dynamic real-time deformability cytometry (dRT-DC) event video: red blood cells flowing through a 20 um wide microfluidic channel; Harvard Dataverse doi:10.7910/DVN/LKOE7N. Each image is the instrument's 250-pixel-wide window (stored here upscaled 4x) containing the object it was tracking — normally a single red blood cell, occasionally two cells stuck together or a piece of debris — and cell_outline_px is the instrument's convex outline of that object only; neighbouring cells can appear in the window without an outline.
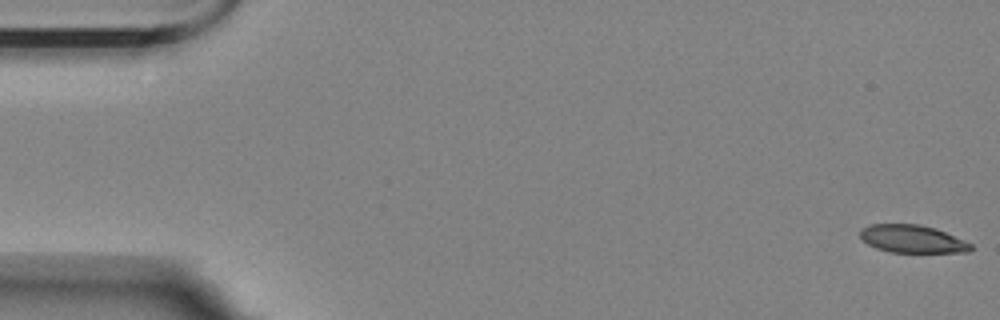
{"species": "Egyptian fruit bat (a non-hibernating species)", "species_latin": "Rousettus aegyptiacus", "temperature_condition": "room temperature", "stored_images_in_passage": 16, "camera_frame_rate_fps": 3000, "um_per_image_px": 0.085, "animal": {"sex": "female"}, "frame": {"image": 1, "passage_image": 1, "time_ms": 0.0, "image_size_px": [1000, 320], "cell_outline_px": [[972, 248], [968, 252], [892, 252], [876, 248], [868, 244], [860, 236], [860, 228], [868, 224], [920, 224], [936, 228], [972, 244]], "centroid_in_image_um": [77.52, 20.3], "position_along_channel_um": 7.5, "area_um2": 17.86}}
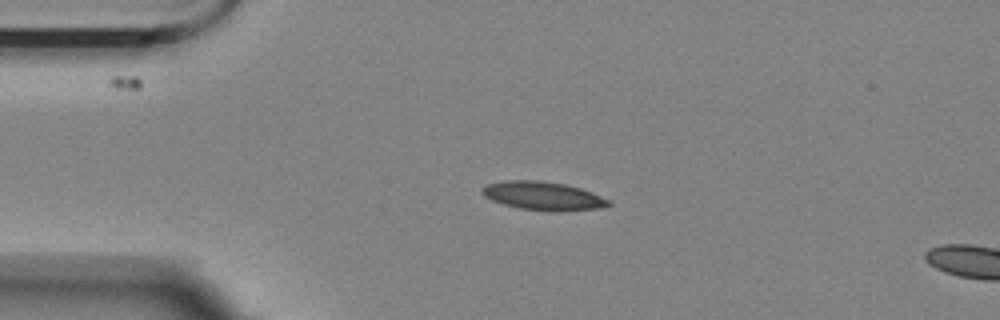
{"frame": {"image": 2, "passage_image": 13, "time_ms": 4.0, "image_size_px": [1000, 320], "cell_outline_px": [[612, 204], [600, 208], [552, 212], [520, 208], [504, 204], [492, 200], [484, 196], [480, 192], [480, 188], [488, 184], [504, 180], [540, 180], [564, 184], [580, 188], [592, 192], [608, 200]], "centroid_in_image_um": [46.13, 16.64], "position_along_channel_um": 38.9, "area_um2": 20.98}}